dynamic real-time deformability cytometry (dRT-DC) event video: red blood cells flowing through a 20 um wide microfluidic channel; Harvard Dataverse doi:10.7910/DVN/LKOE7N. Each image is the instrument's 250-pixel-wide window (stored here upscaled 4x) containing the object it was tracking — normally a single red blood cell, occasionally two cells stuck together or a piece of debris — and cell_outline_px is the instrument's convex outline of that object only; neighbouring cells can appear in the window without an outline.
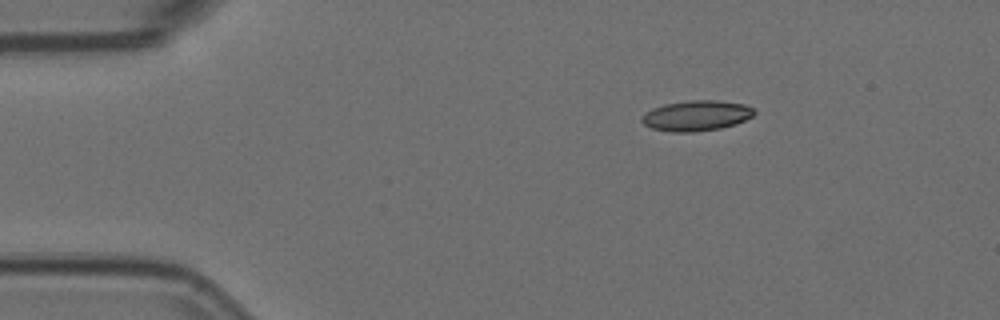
{"species": "Egyptian fruit bat (a non-hibernating species)", "species_latin": "Rousettus aegyptiacus", "temperature_condition": "room temperature", "stored_images_in_passage": 3, "camera_frame_rate_fps": 3000, "um_per_image_px": 0.085, "animal": {"sex": "female"}, "frame": {"image": 1, "passage_image": 1, "time_ms": 0.0, "image_size_px": [1000, 320], "cell_outline_px": [[756, 112], [752, 116], [736, 124], [720, 128], [692, 132], [672, 132], [652, 128], [644, 124], [640, 120], [640, 116], [652, 108], [664, 104], [688, 100], [716, 100], [744, 104], [752, 108]], "centroid_in_image_um": [59.16, 9.82], "position_along_channel_um": 25.8, "area_um2": 19.94}}